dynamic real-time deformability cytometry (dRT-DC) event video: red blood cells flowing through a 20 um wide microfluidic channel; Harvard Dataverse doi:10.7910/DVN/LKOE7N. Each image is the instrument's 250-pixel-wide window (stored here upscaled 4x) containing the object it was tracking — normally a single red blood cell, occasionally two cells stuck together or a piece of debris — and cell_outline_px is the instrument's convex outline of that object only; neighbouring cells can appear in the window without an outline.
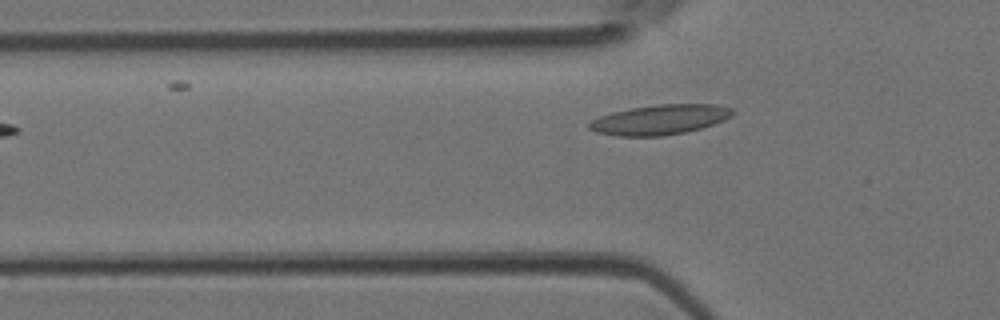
{"species": "Egyptian fruit bat (a non-hibernating species)", "species_latin": "Rousettus aegyptiacus", "temperature_condition": "room temperature", "stored_images_in_passage": 4, "camera_frame_rate_fps": 3000, "um_per_image_px": 0.085, "animal": {"sex": "female"}, "frame": {"image": 1, "passage_image": 3, "time_ms": 0.667, "image_size_px": [1000, 320], "cell_outline_px": [[736, 112], [732, 116], [724, 120], [700, 128], [684, 132], [664, 136], [616, 136], [596, 132], [588, 128], [588, 124], [592, 120], [600, 116], [612, 112], [632, 108], [656, 104], [716, 104], [732, 108]], "centroid_in_image_um": [56.1, 10.16], "position_along_channel_um": 69.7, "area_um2": 25.03}}
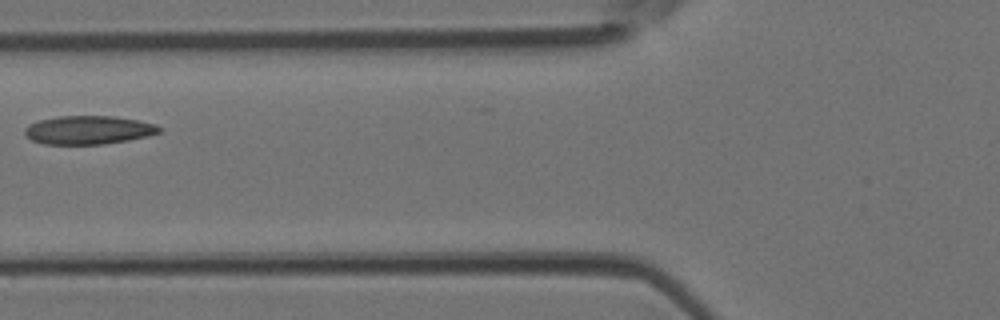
{"frame": {"image": 2, "passage_image": 4, "time_ms": 1.0, "image_size_px": [1000, 320], "cell_outline_px": [[160, 132], [148, 136], [128, 140], [104, 144], [44, 144], [32, 140], [24, 132], [24, 128], [28, 124], [40, 120], [56, 116], [112, 116], [140, 120], [156, 124], [160, 128]], "centroid_in_image_um": [7.52, 11.04], "position_along_channel_um": 118.3, "area_um2": 22.37}}